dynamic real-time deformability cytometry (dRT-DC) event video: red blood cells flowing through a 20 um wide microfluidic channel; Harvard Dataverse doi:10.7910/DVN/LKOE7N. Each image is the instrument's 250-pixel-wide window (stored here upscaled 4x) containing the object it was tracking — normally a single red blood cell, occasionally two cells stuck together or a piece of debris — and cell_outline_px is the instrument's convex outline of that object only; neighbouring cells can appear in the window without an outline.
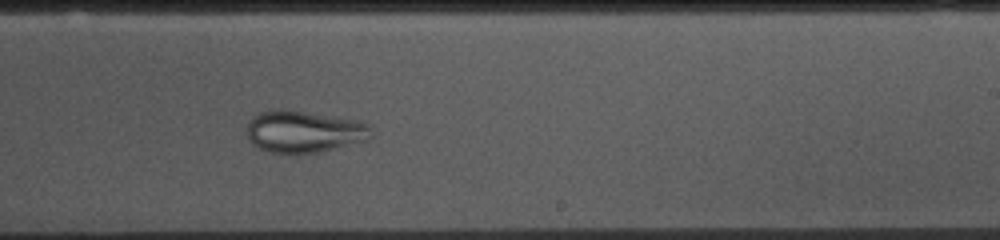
{"species": "common noctule bat (a hibernating species)", "species_latin": "Nyctalus noctula", "temperature_condition": "cold", "stored_images_in_passage": 55, "camera_frame_rate_fps": 3000, "um_per_image_px": 0.085, "animal": {"sex": "female", "body_mass_g": 10.0, "forearm_length_mm": 53.1}, "frame": {"image": 1, "passage_image": 32, "time_ms": 10.333, "image_size_px": [1000, 240], "cell_outline_px": [[372, 136], [368, 140], [336, 148], [316, 152], [268, 152], [252, 144], [248, 140], [248, 120], [256, 112], [280, 108], [360, 120], [368, 124], [372, 128]], "centroid_in_image_um": [25.84, 11.16], "position_along_channel_um": 263.2, "area_um2": 30.52}}